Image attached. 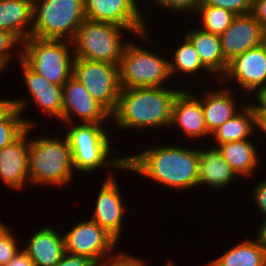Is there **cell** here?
<instances>
[{
	"instance_id": "836d02e7",
	"label": "cell",
	"mask_w": 266,
	"mask_h": 266,
	"mask_svg": "<svg viewBox=\"0 0 266 266\" xmlns=\"http://www.w3.org/2000/svg\"><path fill=\"white\" fill-rule=\"evenodd\" d=\"M106 260L102 261L101 263L98 264V266H145L146 264L142 262V260L133 258L132 256L124 254H119L116 257L109 256L106 258ZM110 261V262H109Z\"/></svg>"
},
{
	"instance_id": "7402d4cb",
	"label": "cell",
	"mask_w": 266,
	"mask_h": 266,
	"mask_svg": "<svg viewBox=\"0 0 266 266\" xmlns=\"http://www.w3.org/2000/svg\"><path fill=\"white\" fill-rule=\"evenodd\" d=\"M186 38L191 42L200 61L210 73L218 72L219 75L222 73L221 77L226 73L228 63L221 52L219 35L198 29L189 31Z\"/></svg>"
},
{
	"instance_id": "5bb4252c",
	"label": "cell",
	"mask_w": 266,
	"mask_h": 266,
	"mask_svg": "<svg viewBox=\"0 0 266 266\" xmlns=\"http://www.w3.org/2000/svg\"><path fill=\"white\" fill-rule=\"evenodd\" d=\"M224 77V78H223ZM236 81L245 91H256L266 85V48L263 44L251 48L228 63L223 75Z\"/></svg>"
},
{
	"instance_id": "d6986e66",
	"label": "cell",
	"mask_w": 266,
	"mask_h": 266,
	"mask_svg": "<svg viewBox=\"0 0 266 266\" xmlns=\"http://www.w3.org/2000/svg\"><path fill=\"white\" fill-rule=\"evenodd\" d=\"M24 251L35 266H55L65 253L64 237L53 228H43L29 239Z\"/></svg>"
},
{
	"instance_id": "ba28073f",
	"label": "cell",
	"mask_w": 266,
	"mask_h": 266,
	"mask_svg": "<svg viewBox=\"0 0 266 266\" xmlns=\"http://www.w3.org/2000/svg\"><path fill=\"white\" fill-rule=\"evenodd\" d=\"M170 75L169 61L126 42L119 63L121 88L161 87Z\"/></svg>"
},
{
	"instance_id": "60d3db41",
	"label": "cell",
	"mask_w": 266,
	"mask_h": 266,
	"mask_svg": "<svg viewBox=\"0 0 266 266\" xmlns=\"http://www.w3.org/2000/svg\"><path fill=\"white\" fill-rule=\"evenodd\" d=\"M11 106V100L0 99V116Z\"/></svg>"
},
{
	"instance_id": "7a4b0ae2",
	"label": "cell",
	"mask_w": 266,
	"mask_h": 266,
	"mask_svg": "<svg viewBox=\"0 0 266 266\" xmlns=\"http://www.w3.org/2000/svg\"><path fill=\"white\" fill-rule=\"evenodd\" d=\"M180 90L163 87L121 88L111 117L123 128L169 126L174 100Z\"/></svg>"
},
{
	"instance_id": "83f0119b",
	"label": "cell",
	"mask_w": 266,
	"mask_h": 266,
	"mask_svg": "<svg viewBox=\"0 0 266 266\" xmlns=\"http://www.w3.org/2000/svg\"><path fill=\"white\" fill-rule=\"evenodd\" d=\"M197 12L202 15L203 30L217 35L224 33L236 16L231 11L212 5H199Z\"/></svg>"
},
{
	"instance_id": "f35d334b",
	"label": "cell",
	"mask_w": 266,
	"mask_h": 266,
	"mask_svg": "<svg viewBox=\"0 0 266 266\" xmlns=\"http://www.w3.org/2000/svg\"><path fill=\"white\" fill-rule=\"evenodd\" d=\"M5 266H35L31 258L23 250H20L14 255L12 260Z\"/></svg>"
},
{
	"instance_id": "f1b7e54d",
	"label": "cell",
	"mask_w": 266,
	"mask_h": 266,
	"mask_svg": "<svg viewBox=\"0 0 266 266\" xmlns=\"http://www.w3.org/2000/svg\"><path fill=\"white\" fill-rule=\"evenodd\" d=\"M174 62L169 61L170 75H173L176 71L180 70L184 73H195L196 71L206 69L209 71L200 61L197 51L194 49L191 42L185 37L184 44L174 51Z\"/></svg>"
},
{
	"instance_id": "cb8c5ba5",
	"label": "cell",
	"mask_w": 266,
	"mask_h": 266,
	"mask_svg": "<svg viewBox=\"0 0 266 266\" xmlns=\"http://www.w3.org/2000/svg\"><path fill=\"white\" fill-rule=\"evenodd\" d=\"M217 148L231 169L239 176L252 175L258 166L257 150L249 140L226 142L218 145Z\"/></svg>"
},
{
	"instance_id": "6da1fadb",
	"label": "cell",
	"mask_w": 266,
	"mask_h": 266,
	"mask_svg": "<svg viewBox=\"0 0 266 266\" xmlns=\"http://www.w3.org/2000/svg\"><path fill=\"white\" fill-rule=\"evenodd\" d=\"M125 158V169L149 177L171 189H190L198 185L199 150L159 146Z\"/></svg>"
},
{
	"instance_id": "e0dca14e",
	"label": "cell",
	"mask_w": 266,
	"mask_h": 266,
	"mask_svg": "<svg viewBox=\"0 0 266 266\" xmlns=\"http://www.w3.org/2000/svg\"><path fill=\"white\" fill-rule=\"evenodd\" d=\"M177 124L188 137H203L210 134L205 124L201 100L196 96L180 91L172 107L171 124Z\"/></svg>"
},
{
	"instance_id": "e575fe53",
	"label": "cell",
	"mask_w": 266,
	"mask_h": 266,
	"mask_svg": "<svg viewBox=\"0 0 266 266\" xmlns=\"http://www.w3.org/2000/svg\"><path fill=\"white\" fill-rule=\"evenodd\" d=\"M55 266H98V264L88 257L65 252Z\"/></svg>"
},
{
	"instance_id": "277c9868",
	"label": "cell",
	"mask_w": 266,
	"mask_h": 266,
	"mask_svg": "<svg viewBox=\"0 0 266 266\" xmlns=\"http://www.w3.org/2000/svg\"><path fill=\"white\" fill-rule=\"evenodd\" d=\"M85 20L84 0H34L30 37L71 41Z\"/></svg>"
},
{
	"instance_id": "1f68e13d",
	"label": "cell",
	"mask_w": 266,
	"mask_h": 266,
	"mask_svg": "<svg viewBox=\"0 0 266 266\" xmlns=\"http://www.w3.org/2000/svg\"><path fill=\"white\" fill-rule=\"evenodd\" d=\"M19 40L10 32L0 29V68L7 66L8 61H10L11 53L10 48L19 44ZM10 53V54H9Z\"/></svg>"
},
{
	"instance_id": "f6af8a7d",
	"label": "cell",
	"mask_w": 266,
	"mask_h": 266,
	"mask_svg": "<svg viewBox=\"0 0 266 266\" xmlns=\"http://www.w3.org/2000/svg\"><path fill=\"white\" fill-rule=\"evenodd\" d=\"M166 266H174V265L171 261H169Z\"/></svg>"
},
{
	"instance_id": "d4e9b609",
	"label": "cell",
	"mask_w": 266,
	"mask_h": 266,
	"mask_svg": "<svg viewBox=\"0 0 266 266\" xmlns=\"http://www.w3.org/2000/svg\"><path fill=\"white\" fill-rule=\"evenodd\" d=\"M242 110L243 112L238 111L236 115L212 133L219 145L226 142L248 140L254 125L257 126V120L250 105L242 108Z\"/></svg>"
},
{
	"instance_id": "603a6c76",
	"label": "cell",
	"mask_w": 266,
	"mask_h": 266,
	"mask_svg": "<svg viewBox=\"0 0 266 266\" xmlns=\"http://www.w3.org/2000/svg\"><path fill=\"white\" fill-rule=\"evenodd\" d=\"M208 94L204 100H201V107L208 132L212 134L238 112L229 90L214 91Z\"/></svg>"
},
{
	"instance_id": "4fadbf2b",
	"label": "cell",
	"mask_w": 266,
	"mask_h": 266,
	"mask_svg": "<svg viewBox=\"0 0 266 266\" xmlns=\"http://www.w3.org/2000/svg\"><path fill=\"white\" fill-rule=\"evenodd\" d=\"M63 109L61 120L72 122V113L84 123H101L111 114L97 102L87 89L73 76L62 86ZM72 112V113H71Z\"/></svg>"
},
{
	"instance_id": "ee69618b",
	"label": "cell",
	"mask_w": 266,
	"mask_h": 266,
	"mask_svg": "<svg viewBox=\"0 0 266 266\" xmlns=\"http://www.w3.org/2000/svg\"><path fill=\"white\" fill-rule=\"evenodd\" d=\"M7 227L4 225V223H1L0 221V233L4 231Z\"/></svg>"
},
{
	"instance_id": "9c48e42d",
	"label": "cell",
	"mask_w": 266,
	"mask_h": 266,
	"mask_svg": "<svg viewBox=\"0 0 266 266\" xmlns=\"http://www.w3.org/2000/svg\"><path fill=\"white\" fill-rule=\"evenodd\" d=\"M72 61V76L112 114L116 109L121 89L119 65L77 57Z\"/></svg>"
},
{
	"instance_id": "9a60e30c",
	"label": "cell",
	"mask_w": 266,
	"mask_h": 266,
	"mask_svg": "<svg viewBox=\"0 0 266 266\" xmlns=\"http://www.w3.org/2000/svg\"><path fill=\"white\" fill-rule=\"evenodd\" d=\"M118 187L112 176L105 180L96 199L95 212L91 219L116 240L122 231V218L125 211Z\"/></svg>"
},
{
	"instance_id": "8d00e7d4",
	"label": "cell",
	"mask_w": 266,
	"mask_h": 266,
	"mask_svg": "<svg viewBox=\"0 0 266 266\" xmlns=\"http://www.w3.org/2000/svg\"><path fill=\"white\" fill-rule=\"evenodd\" d=\"M254 200L260 209V212L266 217V180L258 183L255 187Z\"/></svg>"
},
{
	"instance_id": "ab89813d",
	"label": "cell",
	"mask_w": 266,
	"mask_h": 266,
	"mask_svg": "<svg viewBox=\"0 0 266 266\" xmlns=\"http://www.w3.org/2000/svg\"><path fill=\"white\" fill-rule=\"evenodd\" d=\"M261 228L258 234L257 242L262 246V248L266 251V219L263 220V224L260 225Z\"/></svg>"
},
{
	"instance_id": "d590c367",
	"label": "cell",
	"mask_w": 266,
	"mask_h": 266,
	"mask_svg": "<svg viewBox=\"0 0 266 266\" xmlns=\"http://www.w3.org/2000/svg\"><path fill=\"white\" fill-rule=\"evenodd\" d=\"M257 96V101L258 105H251L255 117H264L266 116V86L259 88L256 90V95Z\"/></svg>"
},
{
	"instance_id": "7c38bea8",
	"label": "cell",
	"mask_w": 266,
	"mask_h": 266,
	"mask_svg": "<svg viewBox=\"0 0 266 266\" xmlns=\"http://www.w3.org/2000/svg\"><path fill=\"white\" fill-rule=\"evenodd\" d=\"M263 26L251 13L236 15L231 25L219 35L221 52L227 63L247 50L262 44Z\"/></svg>"
},
{
	"instance_id": "ac0fdd59",
	"label": "cell",
	"mask_w": 266,
	"mask_h": 266,
	"mask_svg": "<svg viewBox=\"0 0 266 266\" xmlns=\"http://www.w3.org/2000/svg\"><path fill=\"white\" fill-rule=\"evenodd\" d=\"M18 54L20 55L23 78L33 99L45 113L61 119L63 109L62 86L52 84L42 75L36 73L21 59V52Z\"/></svg>"
},
{
	"instance_id": "7bdbcfd3",
	"label": "cell",
	"mask_w": 266,
	"mask_h": 266,
	"mask_svg": "<svg viewBox=\"0 0 266 266\" xmlns=\"http://www.w3.org/2000/svg\"><path fill=\"white\" fill-rule=\"evenodd\" d=\"M262 44H263V45L265 46V48H266V26L263 27Z\"/></svg>"
},
{
	"instance_id": "52a82bcc",
	"label": "cell",
	"mask_w": 266,
	"mask_h": 266,
	"mask_svg": "<svg viewBox=\"0 0 266 266\" xmlns=\"http://www.w3.org/2000/svg\"><path fill=\"white\" fill-rule=\"evenodd\" d=\"M127 28L109 22L85 20L71 40L73 55L91 61L119 65L123 50L121 32Z\"/></svg>"
},
{
	"instance_id": "2e32d148",
	"label": "cell",
	"mask_w": 266,
	"mask_h": 266,
	"mask_svg": "<svg viewBox=\"0 0 266 266\" xmlns=\"http://www.w3.org/2000/svg\"><path fill=\"white\" fill-rule=\"evenodd\" d=\"M27 129L10 145L0 149V179L11 188H21L29 179ZM26 138V139H25Z\"/></svg>"
},
{
	"instance_id": "8992f818",
	"label": "cell",
	"mask_w": 266,
	"mask_h": 266,
	"mask_svg": "<svg viewBox=\"0 0 266 266\" xmlns=\"http://www.w3.org/2000/svg\"><path fill=\"white\" fill-rule=\"evenodd\" d=\"M23 44L21 59L50 83L63 86L72 76L71 41L29 37Z\"/></svg>"
},
{
	"instance_id": "74e56055",
	"label": "cell",
	"mask_w": 266,
	"mask_h": 266,
	"mask_svg": "<svg viewBox=\"0 0 266 266\" xmlns=\"http://www.w3.org/2000/svg\"><path fill=\"white\" fill-rule=\"evenodd\" d=\"M251 14L263 26H266V0H253Z\"/></svg>"
},
{
	"instance_id": "f546056e",
	"label": "cell",
	"mask_w": 266,
	"mask_h": 266,
	"mask_svg": "<svg viewBox=\"0 0 266 266\" xmlns=\"http://www.w3.org/2000/svg\"><path fill=\"white\" fill-rule=\"evenodd\" d=\"M253 0H202L200 5H212L231 11L235 15L251 13Z\"/></svg>"
},
{
	"instance_id": "8fae6325",
	"label": "cell",
	"mask_w": 266,
	"mask_h": 266,
	"mask_svg": "<svg viewBox=\"0 0 266 266\" xmlns=\"http://www.w3.org/2000/svg\"><path fill=\"white\" fill-rule=\"evenodd\" d=\"M85 18L109 22L147 39L145 22L135 0H84Z\"/></svg>"
},
{
	"instance_id": "b9f144b4",
	"label": "cell",
	"mask_w": 266,
	"mask_h": 266,
	"mask_svg": "<svg viewBox=\"0 0 266 266\" xmlns=\"http://www.w3.org/2000/svg\"><path fill=\"white\" fill-rule=\"evenodd\" d=\"M257 120V126L259 129L262 130L266 134V116L264 117H256Z\"/></svg>"
},
{
	"instance_id": "4dcf8cb0",
	"label": "cell",
	"mask_w": 266,
	"mask_h": 266,
	"mask_svg": "<svg viewBox=\"0 0 266 266\" xmlns=\"http://www.w3.org/2000/svg\"><path fill=\"white\" fill-rule=\"evenodd\" d=\"M9 230V228H6L0 233V266L7 265L18 252L15 237Z\"/></svg>"
},
{
	"instance_id": "bcb514c9",
	"label": "cell",
	"mask_w": 266,
	"mask_h": 266,
	"mask_svg": "<svg viewBox=\"0 0 266 266\" xmlns=\"http://www.w3.org/2000/svg\"><path fill=\"white\" fill-rule=\"evenodd\" d=\"M262 266H266V256H265V259H264Z\"/></svg>"
},
{
	"instance_id": "3957f363",
	"label": "cell",
	"mask_w": 266,
	"mask_h": 266,
	"mask_svg": "<svg viewBox=\"0 0 266 266\" xmlns=\"http://www.w3.org/2000/svg\"><path fill=\"white\" fill-rule=\"evenodd\" d=\"M69 143L53 138H38L28 147V173L30 183L63 185L73 174Z\"/></svg>"
},
{
	"instance_id": "d6a6232c",
	"label": "cell",
	"mask_w": 266,
	"mask_h": 266,
	"mask_svg": "<svg viewBox=\"0 0 266 266\" xmlns=\"http://www.w3.org/2000/svg\"><path fill=\"white\" fill-rule=\"evenodd\" d=\"M158 5L161 7H165L166 9L180 11L187 10L188 11H195L202 2V0H156Z\"/></svg>"
},
{
	"instance_id": "30bf717a",
	"label": "cell",
	"mask_w": 266,
	"mask_h": 266,
	"mask_svg": "<svg viewBox=\"0 0 266 266\" xmlns=\"http://www.w3.org/2000/svg\"><path fill=\"white\" fill-rule=\"evenodd\" d=\"M63 237L66 253L88 257L97 264L110 256L109 252L117 242L92 220L78 223Z\"/></svg>"
},
{
	"instance_id": "5b68a950",
	"label": "cell",
	"mask_w": 266,
	"mask_h": 266,
	"mask_svg": "<svg viewBox=\"0 0 266 266\" xmlns=\"http://www.w3.org/2000/svg\"><path fill=\"white\" fill-rule=\"evenodd\" d=\"M101 123H84L73 126L66 135L73 168L90 172L100 166L126 167V158L109 159L110 139ZM99 125V126H98Z\"/></svg>"
},
{
	"instance_id": "484cf974",
	"label": "cell",
	"mask_w": 266,
	"mask_h": 266,
	"mask_svg": "<svg viewBox=\"0 0 266 266\" xmlns=\"http://www.w3.org/2000/svg\"><path fill=\"white\" fill-rule=\"evenodd\" d=\"M265 256L266 251L257 240H246L206 266H262Z\"/></svg>"
},
{
	"instance_id": "ffe728a7",
	"label": "cell",
	"mask_w": 266,
	"mask_h": 266,
	"mask_svg": "<svg viewBox=\"0 0 266 266\" xmlns=\"http://www.w3.org/2000/svg\"><path fill=\"white\" fill-rule=\"evenodd\" d=\"M33 10L34 0H0V29L13 34L22 44L31 35V29L25 28L33 23Z\"/></svg>"
},
{
	"instance_id": "4316f807",
	"label": "cell",
	"mask_w": 266,
	"mask_h": 266,
	"mask_svg": "<svg viewBox=\"0 0 266 266\" xmlns=\"http://www.w3.org/2000/svg\"><path fill=\"white\" fill-rule=\"evenodd\" d=\"M26 101L11 100V106L0 116V149L15 141L32 122L20 117Z\"/></svg>"
},
{
	"instance_id": "44dd1931",
	"label": "cell",
	"mask_w": 266,
	"mask_h": 266,
	"mask_svg": "<svg viewBox=\"0 0 266 266\" xmlns=\"http://www.w3.org/2000/svg\"><path fill=\"white\" fill-rule=\"evenodd\" d=\"M235 175L216 146L206 151H199L198 185L206 184L212 188H221L227 186Z\"/></svg>"
}]
</instances>
